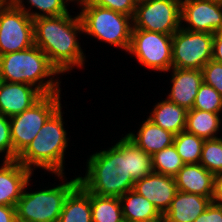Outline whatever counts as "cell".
I'll return each instance as SVG.
<instances>
[{"label":"cell","instance_id":"37","mask_svg":"<svg viewBox=\"0 0 222 222\" xmlns=\"http://www.w3.org/2000/svg\"><path fill=\"white\" fill-rule=\"evenodd\" d=\"M212 202L222 205V173L214 175V194Z\"/></svg>","mask_w":222,"mask_h":222},{"label":"cell","instance_id":"40","mask_svg":"<svg viewBox=\"0 0 222 222\" xmlns=\"http://www.w3.org/2000/svg\"><path fill=\"white\" fill-rule=\"evenodd\" d=\"M1 83H2V77H1V75H0V85H1Z\"/></svg>","mask_w":222,"mask_h":222},{"label":"cell","instance_id":"1","mask_svg":"<svg viewBox=\"0 0 222 222\" xmlns=\"http://www.w3.org/2000/svg\"><path fill=\"white\" fill-rule=\"evenodd\" d=\"M34 45L38 46L60 73L72 67H81L84 53L76 34L83 32L80 16L72 18L69 13L59 16L40 17L33 20Z\"/></svg>","mask_w":222,"mask_h":222},{"label":"cell","instance_id":"11","mask_svg":"<svg viewBox=\"0 0 222 222\" xmlns=\"http://www.w3.org/2000/svg\"><path fill=\"white\" fill-rule=\"evenodd\" d=\"M172 37L160 32L132 29L129 53L149 69L169 71L172 68Z\"/></svg>","mask_w":222,"mask_h":222},{"label":"cell","instance_id":"22","mask_svg":"<svg viewBox=\"0 0 222 222\" xmlns=\"http://www.w3.org/2000/svg\"><path fill=\"white\" fill-rule=\"evenodd\" d=\"M120 201L125 222H140L160 214L148 199L133 189L123 194Z\"/></svg>","mask_w":222,"mask_h":222},{"label":"cell","instance_id":"3","mask_svg":"<svg viewBox=\"0 0 222 222\" xmlns=\"http://www.w3.org/2000/svg\"><path fill=\"white\" fill-rule=\"evenodd\" d=\"M56 74H60L58 69L36 45L23 51L0 55L2 81L30 84L43 95L60 93L59 80L51 78L46 82L43 81L46 77Z\"/></svg>","mask_w":222,"mask_h":222},{"label":"cell","instance_id":"18","mask_svg":"<svg viewBox=\"0 0 222 222\" xmlns=\"http://www.w3.org/2000/svg\"><path fill=\"white\" fill-rule=\"evenodd\" d=\"M210 203L208 197L177 190L165 216L168 222H194Z\"/></svg>","mask_w":222,"mask_h":222},{"label":"cell","instance_id":"23","mask_svg":"<svg viewBox=\"0 0 222 222\" xmlns=\"http://www.w3.org/2000/svg\"><path fill=\"white\" fill-rule=\"evenodd\" d=\"M220 122L219 113L189 109L185 130L204 140L214 139L218 138L215 135L219 131Z\"/></svg>","mask_w":222,"mask_h":222},{"label":"cell","instance_id":"38","mask_svg":"<svg viewBox=\"0 0 222 222\" xmlns=\"http://www.w3.org/2000/svg\"><path fill=\"white\" fill-rule=\"evenodd\" d=\"M140 222H168V220L165 214L160 213L158 216Z\"/></svg>","mask_w":222,"mask_h":222},{"label":"cell","instance_id":"34","mask_svg":"<svg viewBox=\"0 0 222 222\" xmlns=\"http://www.w3.org/2000/svg\"><path fill=\"white\" fill-rule=\"evenodd\" d=\"M194 222H222V205L211 203Z\"/></svg>","mask_w":222,"mask_h":222},{"label":"cell","instance_id":"16","mask_svg":"<svg viewBox=\"0 0 222 222\" xmlns=\"http://www.w3.org/2000/svg\"><path fill=\"white\" fill-rule=\"evenodd\" d=\"M171 69L172 88L167 100L187 110L192 109L199 87L203 83L202 70Z\"/></svg>","mask_w":222,"mask_h":222},{"label":"cell","instance_id":"30","mask_svg":"<svg viewBox=\"0 0 222 222\" xmlns=\"http://www.w3.org/2000/svg\"><path fill=\"white\" fill-rule=\"evenodd\" d=\"M192 109L220 113L222 96L212 86L203 82L199 87Z\"/></svg>","mask_w":222,"mask_h":222},{"label":"cell","instance_id":"36","mask_svg":"<svg viewBox=\"0 0 222 222\" xmlns=\"http://www.w3.org/2000/svg\"><path fill=\"white\" fill-rule=\"evenodd\" d=\"M212 59L222 63V31L214 34Z\"/></svg>","mask_w":222,"mask_h":222},{"label":"cell","instance_id":"27","mask_svg":"<svg viewBox=\"0 0 222 222\" xmlns=\"http://www.w3.org/2000/svg\"><path fill=\"white\" fill-rule=\"evenodd\" d=\"M128 165L131 177L136 181L152 174V156L140 149L128 138Z\"/></svg>","mask_w":222,"mask_h":222},{"label":"cell","instance_id":"28","mask_svg":"<svg viewBox=\"0 0 222 222\" xmlns=\"http://www.w3.org/2000/svg\"><path fill=\"white\" fill-rule=\"evenodd\" d=\"M15 7L22 9L26 14H28L33 20L40 17H50L59 16L69 13L67 10V1L71 0H28L32 7H36L43 13H34L25 8L22 0H9ZM30 11V12H29Z\"/></svg>","mask_w":222,"mask_h":222},{"label":"cell","instance_id":"25","mask_svg":"<svg viewBox=\"0 0 222 222\" xmlns=\"http://www.w3.org/2000/svg\"><path fill=\"white\" fill-rule=\"evenodd\" d=\"M204 139L186 130L174 136V147L185 164H199Z\"/></svg>","mask_w":222,"mask_h":222},{"label":"cell","instance_id":"20","mask_svg":"<svg viewBox=\"0 0 222 222\" xmlns=\"http://www.w3.org/2000/svg\"><path fill=\"white\" fill-rule=\"evenodd\" d=\"M58 222H93L91 193L78 184L66 197Z\"/></svg>","mask_w":222,"mask_h":222},{"label":"cell","instance_id":"26","mask_svg":"<svg viewBox=\"0 0 222 222\" xmlns=\"http://www.w3.org/2000/svg\"><path fill=\"white\" fill-rule=\"evenodd\" d=\"M153 171L174 177L185 165L174 144L152 155Z\"/></svg>","mask_w":222,"mask_h":222},{"label":"cell","instance_id":"14","mask_svg":"<svg viewBox=\"0 0 222 222\" xmlns=\"http://www.w3.org/2000/svg\"><path fill=\"white\" fill-rule=\"evenodd\" d=\"M31 174L32 171L17 160H4L0 167V205L16 207Z\"/></svg>","mask_w":222,"mask_h":222},{"label":"cell","instance_id":"7","mask_svg":"<svg viewBox=\"0 0 222 222\" xmlns=\"http://www.w3.org/2000/svg\"><path fill=\"white\" fill-rule=\"evenodd\" d=\"M60 98V93L43 95L29 109L10 117L13 160H16L46 121L61 107Z\"/></svg>","mask_w":222,"mask_h":222},{"label":"cell","instance_id":"5","mask_svg":"<svg viewBox=\"0 0 222 222\" xmlns=\"http://www.w3.org/2000/svg\"><path fill=\"white\" fill-rule=\"evenodd\" d=\"M82 5L79 16L83 32L128 52L133 29L132 17L92 5L87 0L81 2L80 6Z\"/></svg>","mask_w":222,"mask_h":222},{"label":"cell","instance_id":"21","mask_svg":"<svg viewBox=\"0 0 222 222\" xmlns=\"http://www.w3.org/2000/svg\"><path fill=\"white\" fill-rule=\"evenodd\" d=\"M187 112L186 108L166 99L156 104L148 119L176 135L186 128Z\"/></svg>","mask_w":222,"mask_h":222},{"label":"cell","instance_id":"13","mask_svg":"<svg viewBox=\"0 0 222 222\" xmlns=\"http://www.w3.org/2000/svg\"><path fill=\"white\" fill-rule=\"evenodd\" d=\"M133 190L148 199L158 210L165 214L177 192L174 177L156 172L136 180Z\"/></svg>","mask_w":222,"mask_h":222},{"label":"cell","instance_id":"39","mask_svg":"<svg viewBox=\"0 0 222 222\" xmlns=\"http://www.w3.org/2000/svg\"><path fill=\"white\" fill-rule=\"evenodd\" d=\"M73 1V0H71ZM76 2L79 1V3L83 2V1H86V0H75Z\"/></svg>","mask_w":222,"mask_h":222},{"label":"cell","instance_id":"8","mask_svg":"<svg viewBox=\"0 0 222 222\" xmlns=\"http://www.w3.org/2000/svg\"><path fill=\"white\" fill-rule=\"evenodd\" d=\"M34 45L33 19L9 0L0 1V55Z\"/></svg>","mask_w":222,"mask_h":222},{"label":"cell","instance_id":"10","mask_svg":"<svg viewBox=\"0 0 222 222\" xmlns=\"http://www.w3.org/2000/svg\"><path fill=\"white\" fill-rule=\"evenodd\" d=\"M181 0H144L136 3L133 29L173 35L181 27Z\"/></svg>","mask_w":222,"mask_h":222},{"label":"cell","instance_id":"33","mask_svg":"<svg viewBox=\"0 0 222 222\" xmlns=\"http://www.w3.org/2000/svg\"><path fill=\"white\" fill-rule=\"evenodd\" d=\"M6 152L5 160H13L10 118L0 113V153Z\"/></svg>","mask_w":222,"mask_h":222},{"label":"cell","instance_id":"24","mask_svg":"<svg viewBox=\"0 0 222 222\" xmlns=\"http://www.w3.org/2000/svg\"><path fill=\"white\" fill-rule=\"evenodd\" d=\"M93 222H125L120 198L99 196L91 193Z\"/></svg>","mask_w":222,"mask_h":222},{"label":"cell","instance_id":"9","mask_svg":"<svg viewBox=\"0 0 222 222\" xmlns=\"http://www.w3.org/2000/svg\"><path fill=\"white\" fill-rule=\"evenodd\" d=\"M214 34L180 27L172 37V68L202 70L212 59Z\"/></svg>","mask_w":222,"mask_h":222},{"label":"cell","instance_id":"4","mask_svg":"<svg viewBox=\"0 0 222 222\" xmlns=\"http://www.w3.org/2000/svg\"><path fill=\"white\" fill-rule=\"evenodd\" d=\"M61 109L62 107L46 121L32 142L17 156L16 160L25 168L32 171V166H37L63 177L64 152L68 138Z\"/></svg>","mask_w":222,"mask_h":222},{"label":"cell","instance_id":"15","mask_svg":"<svg viewBox=\"0 0 222 222\" xmlns=\"http://www.w3.org/2000/svg\"><path fill=\"white\" fill-rule=\"evenodd\" d=\"M27 83L5 82L0 85V113L12 117L29 109L43 94Z\"/></svg>","mask_w":222,"mask_h":222},{"label":"cell","instance_id":"19","mask_svg":"<svg viewBox=\"0 0 222 222\" xmlns=\"http://www.w3.org/2000/svg\"><path fill=\"white\" fill-rule=\"evenodd\" d=\"M126 136L140 149L152 156L156 152L172 145L175 135L147 119L139 129L137 135L128 133Z\"/></svg>","mask_w":222,"mask_h":222},{"label":"cell","instance_id":"6","mask_svg":"<svg viewBox=\"0 0 222 222\" xmlns=\"http://www.w3.org/2000/svg\"><path fill=\"white\" fill-rule=\"evenodd\" d=\"M79 184L78 177L51 189L27 193L16 204L17 222H58L68 194Z\"/></svg>","mask_w":222,"mask_h":222},{"label":"cell","instance_id":"12","mask_svg":"<svg viewBox=\"0 0 222 222\" xmlns=\"http://www.w3.org/2000/svg\"><path fill=\"white\" fill-rule=\"evenodd\" d=\"M181 24L193 32L215 34L222 31V2L214 0H181Z\"/></svg>","mask_w":222,"mask_h":222},{"label":"cell","instance_id":"17","mask_svg":"<svg viewBox=\"0 0 222 222\" xmlns=\"http://www.w3.org/2000/svg\"><path fill=\"white\" fill-rule=\"evenodd\" d=\"M177 190L199 194L211 201L214 194V175L199 164H185L174 176Z\"/></svg>","mask_w":222,"mask_h":222},{"label":"cell","instance_id":"31","mask_svg":"<svg viewBox=\"0 0 222 222\" xmlns=\"http://www.w3.org/2000/svg\"><path fill=\"white\" fill-rule=\"evenodd\" d=\"M203 82L222 96V63L211 59L202 67Z\"/></svg>","mask_w":222,"mask_h":222},{"label":"cell","instance_id":"35","mask_svg":"<svg viewBox=\"0 0 222 222\" xmlns=\"http://www.w3.org/2000/svg\"><path fill=\"white\" fill-rule=\"evenodd\" d=\"M0 222H17L16 208L0 205Z\"/></svg>","mask_w":222,"mask_h":222},{"label":"cell","instance_id":"2","mask_svg":"<svg viewBox=\"0 0 222 222\" xmlns=\"http://www.w3.org/2000/svg\"><path fill=\"white\" fill-rule=\"evenodd\" d=\"M84 177L79 184L89 193L120 198L134 187L128 165V137L121 138L109 150L90 156Z\"/></svg>","mask_w":222,"mask_h":222},{"label":"cell","instance_id":"32","mask_svg":"<svg viewBox=\"0 0 222 222\" xmlns=\"http://www.w3.org/2000/svg\"><path fill=\"white\" fill-rule=\"evenodd\" d=\"M92 5L108 8L133 18L136 8L135 0H87Z\"/></svg>","mask_w":222,"mask_h":222},{"label":"cell","instance_id":"29","mask_svg":"<svg viewBox=\"0 0 222 222\" xmlns=\"http://www.w3.org/2000/svg\"><path fill=\"white\" fill-rule=\"evenodd\" d=\"M199 163L213 175L222 173V138L204 141Z\"/></svg>","mask_w":222,"mask_h":222}]
</instances>
